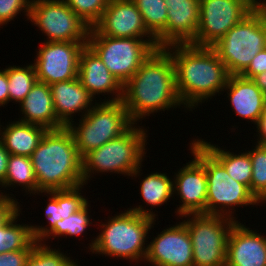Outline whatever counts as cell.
Wrapping results in <instances>:
<instances>
[{"label": "cell", "mask_w": 266, "mask_h": 266, "mask_svg": "<svg viewBox=\"0 0 266 266\" xmlns=\"http://www.w3.org/2000/svg\"><path fill=\"white\" fill-rule=\"evenodd\" d=\"M121 101L135 125L151 113L183 105L176 88L174 62L164 47L155 49L123 85Z\"/></svg>", "instance_id": "obj_1"}, {"label": "cell", "mask_w": 266, "mask_h": 266, "mask_svg": "<svg viewBox=\"0 0 266 266\" xmlns=\"http://www.w3.org/2000/svg\"><path fill=\"white\" fill-rule=\"evenodd\" d=\"M164 48L174 62L176 88L185 108L190 111L202 101L221 94L229 73L212 47L189 43L172 44Z\"/></svg>", "instance_id": "obj_2"}, {"label": "cell", "mask_w": 266, "mask_h": 266, "mask_svg": "<svg viewBox=\"0 0 266 266\" xmlns=\"http://www.w3.org/2000/svg\"><path fill=\"white\" fill-rule=\"evenodd\" d=\"M30 158L40 192L84 185L82 158L67 127L48 130Z\"/></svg>", "instance_id": "obj_3"}, {"label": "cell", "mask_w": 266, "mask_h": 266, "mask_svg": "<svg viewBox=\"0 0 266 266\" xmlns=\"http://www.w3.org/2000/svg\"><path fill=\"white\" fill-rule=\"evenodd\" d=\"M156 216L155 212L139 205L109 217L106 224L100 225L103 229L101 233L89 244L90 252L145 262L148 251V244L144 246L146 236L153 228Z\"/></svg>", "instance_id": "obj_4"}, {"label": "cell", "mask_w": 266, "mask_h": 266, "mask_svg": "<svg viewBox=\"0 0 266 266\" xmlns=\"http://www.w3.org/2000/svg\"><path fill=\"white\" fill-rule=\"evenodd\" d=\"M145 130L142 126L137 128L133 125L122 136L87 153L82 158L83 183L87 184L92 173L115 172L132 178L139 176L146 154L148 135Z\"/></svg>", "instance_id": "obj_5"}, {"label": "cell", "mask_w": 266, "mask_h": 266, "mask_svg": "<svg viewBox=\"0 0 266 266\" xmlns=\"http://www.w3.org/2000/svg\"><path fill=\"white\" fill-rule=\"evenodd\" d=\"M135 123L131 120L122 101L95 103L80 118L78 127L71 122L67 128L72 132L78 153L83 158L90 151L122 136Z\"/></svg>", "instance_id": "obj_6"}, {"label": "cell", "mask_w": 266, "mask_h": 266, "mask_svg": "<svg viewBox=\"0 0 266 266\" xmlns=\"http://www.w3.org/2000/svg\"><path fill=\"white\" fill-rule=\"evenodd\" d=\"M190 147L192 155L205 167L208 187L206 214L236 220L232 215L235 211L230 210H234L238 205H257L256 197L250 189L233 180L224 167L196 139L190 143Z\"/></svg>", "instance_id": "obj_7"}, {"label": "cell", "mask_w": 266, "mask_h": 266, "mask_svg": "<svg viewBox=\"0 0 266 266\" xmlns=\"http://www.w3.org/2000/svg\"><path fill=\"white\" fill-rule=\"evenodd\" d=\"M212 48L229 75H241L252 59L266 48V18L256 7L234 25Z\"/></svg>", "instance_id": "obj_8"}, {"label": "cell", "mask_w": 266, "mask_h": 266, "mask_svg": "<svg viewBox=\"0 0 266 266\" xmlns=\"http://www.w3.org/2000/svg\"><path fill=\"white\" fill-rule=\"evenodd\" d=\"M87 44L122 86L138 71L154 50L159 48L156 39L103 36L93 27L90 28Z\"/></svg>", "instance_id": "obj_9"}, {"label": "cell", "mask_w": 266, "mask_h": 266, "mask_svg": "<svg viewBox=\"0 0 266 266\" xmlns=\"http://www.w3.org/2000/svg\"><path fill=\"white\" fill-rule=\"evenodd\" d=\"M191 217L188 218V217ZM194 266H225L229 232L237 220L210 214H186Z\"/></svg>", "instance_id": "obj_10"}, {"label": "cell", "mask_w": 266, "mask_h": 266, "mask_svg": "<svg viewBox=\"0 0 266 266\" xmlns=\"http://www.w3.org/2000/svg\"><path fill=\"white\" fill-rule=\"evenodd\" d=\"M29 19L48 36L46 42L88 41L90 26L63 0H32Z\"/></svg>", "instance_id": "obj_11"}, {"label": "cell", "mask_w": 266, "mask_h": 266, "mask_svg": "<svg viewBox=\"0 0 266 266\" xmlns=\"http://www.w3.org/2000/svg\"><path fill=\"white\" fill-rule=\"evenodd\" d=\"M256 7L250 0H200L198 31L190 44L212 47Z\"/></svg>", "instance_id": "obj_12"}, {"label": "cell", "mask_w": 266, "mask_h": 266, "mask_svg": "<svg viewBox=\"0 0 266 266\" xmlns=\"http://www.w3.org/2000/svg\"><path fill=\"white\" fill-rule=\"evenodd\" d=\"M88 41L43 42L33 66L39 82L51 85L78 77L79 58Z\"/></svg>", "instance_id": "obj_13"}, {"label": "cell", "mask_w": 266, "mask_h": 266, "mask_svg": "<svg viewBox=\"0 0 266 266\" xmlns=\"http://www.w3.org/2000/svg\"><path fill=\"white\" fill-rule=\"evenodd\" d=\"M179 223L165 228L151 240L145 259L147 263L152 266H194L189 231L183 221Z\"/></svg>", "instance_id": "obj_14"}, {"label": "cell", "mask_w": 266, "mask_h": 266, "mask_svg": "<svg viewBox=\"0 0 266 266\" xmlns=\"http://www.w3.org/2000/svg\"><path fill=\"white\" fill-rule=\"evenodd\" d=\"M93 28L103 36L156 39L146 29L143 17L132 0H109L101 19Z\"/></svg>", "instance_id": "obj_15"}, {"label": "cell", "mask_w": 266, "mask_h": 266, "mask_svg": "<svg viewBox=\"0 0 266 266\" xmlns=\"http://www.w3.org/2000/svg\"><path fill=\"white\" fill-rule=\"evenodd\" d=\"M167 5L166 28L156 37L158 47L189 44L197 34L200 0H164Z\"/></svg>", "instance_id": "obj_16"}, {"label": "cell", "mask_w": 266, "mask_h": 266, "mask_svg": "<svg viewBox=\"0 0 266 266\" xmlns=\"http://www.w3.org/2000/svg\"><path fill=\"white\" fill-rule=\"evenodd\" d=\"M173 193L180 196L182 205L176 214H206L207 178L205 167L194 157L175 173Z\"/></svg>", "instance_id": "obj_17"}, {"label": "cell", "mask_w": 266, "mask_h": 266, "mask_svg": "<svg viewBox=\"0 0 266 266\" xmlns=\"http://www.w3.org/2000/svg\"><path fill=\"white\" fill-rule=\"evenodd\" d=\"M225 266H266V237L236 221L228 235Z\"/></svg>", "instance_id": "obj_18"}, {"label": "cell", "mask_w": 266, "mask_h": 266, "mask_svg": "<svg viewBox=\"0 0 266 266\" xmlns=\"http://www.w3.org/2000/svg\"><path fill=\"white\" fill-rule=\"evenodd\" d=\"M78 78L82 86L95 97V95H115L107 102H117L122 100L123 86L110 73L107 66L103 63L96 52L86 44L82 49L79 58Z\"/></svg>", "instance_id": "obj_19"}, {"label": "cell", "mask_w": 266, "mask_h": 266, "mask_svg": "<svg viewBox=\"0 0 266 266\" xmlns=\"http://www.w3.org/2000/svg\"><path fill=\"white\" fill-rule=\"evenodd\" d=\"M50 88L57 119L65 127L74 122L75 113L82 112L83 117L95 106L92 104L95 98L82 86L78 77L53 83Z\"/></svg>", "instance_id": "obj_20"}, {"label": "cell", "mask_w": 266, "mask_h": 266, "mask_svg": "<svg viewBox=\"0 0 266 266\" xmlns=\"http://www.w3.org/2000/svg\"><path fill=\"white\" fill-rule=\"evenodd\" d=\"M224 90L228 91L227 97L234 112L258 125L266 101V95L259 87L251 79L241 75H229Z\"/></svg>", "instance_id": "obj_21"}, {"label": "cell", "mask_w": 266, "mask_h": 266, "mask_svg": "<svg viewBox=\"0 0 266 266\" xmlns=\"http://www.w3.org/2000/svg\"><path fill=\"white\" fill-rule=\"evenodd\" d=\"M24 116L19 120L37 124L48 130H57L65 126L57 119L50 85L37 81L27 96L19 103Z\"/></svg>", "instance_id": "obj_22"}, {"label": "cell", "mask_w": 266, "mask_h": 266, "mask_svg": "<svg viewBox=\"0 0 266 266\" xmlns=\"http://www.w3.org/2000/svg\"><path fill=\"white\" fill-rule=\"evenodd\" d=\"M82 186L84 187V185H80L65 190L43 192L51 196L48 198L49 203L45 208V217L49 225L45 228L42 225L34 226L29 224L35 241H40L54 227L56 222L70 217V215L81 210L88 203L87 199L80 193Z\"/></svg>", "instance_id": "obj_23"}, {"label": "cell", "mask_w": 266, "mask_h": 266, "mask_svg": "<svg viewBox=\"0 0 266 266\" xmlns=\"http://www.w3.org/2000/svg\"><path fill=\"white\" fill-rule=\"evenodd\" d=\"M2 130L0 125V141L6 150L12 155L28 157L36 150L43 136L48 131L43 126L19 120L9 122Z\"/></svg>", "instance_id": "obj_24"}, {"label": "cell", "mask_w": 266, "mask_h": 266, "mask_svg": "<svg viewBox=\"0 0 266 266\" xmlns=\"http://www.w3.org/2000/svg\"><path fill=\"white\" fill-rule=\"evenodd\" d=\"M226 170L228 175L235 181L246 185L251 192L252 163L248 152L232 153L222 150L218 145L196 139Z\"/></svg>", "instance_id": "obj_25"}, {"label": "cell", "mask_w": 266, "mask_h": 266, "mask_svg": "<svg viewBox=\"0 0 266 266\" xmlns=\"http://www.w3.org/2000/svg\"><path fill=\"white\" fill-rule=\"evenodd\" d=\"M15 184H17V186H22L23 190H25L27 194L30 193V195L31 193H43L37 189V181L30 157L10 154L5 180L0 186L7 188L11 186L14 187L16 186Z\"/></svg>", "instance_id": "obj_26"}, {"label": "cell", "mask_w": 266, "mask_h": 266, "mask_svg": "<svg viewBox=\"0 0 266 266\" xmlns=\"http://www.w3.org/2000/svg\"><path fill=\"white\" fill-rule=\"evenodd\" d=\"M20 210L0 227V253L27 249L35 241L31 226L17 224Z\"/></svg>", "instance_id": "obj_27"}, {"label": "cell", "mask_w": 266, "mask_h": 266, "mask_svg": "<svg viewBox=\"0 0 266 266\" xmlns=\"http://www.w3.org/2000/svg\"><path fill=\"white\" fill-rule=\"evenodd\" d=\"M140 194L143 201L152 207L167 203L173 193V181L166 173H151L140 184Z\"/></svg>", "instance_id": "obj_28"}, {"label": "cell", "mask_w": 266, "mask_h": 266, "mask_svg": "<svg viewBox=\"0 0 266 266\" xmlns=\"http://www.w3.org/2000/svg\"><path fill=\"white\" fill-rule=\"evenodd\" d=\"M9 101L21 102L38 81L33 64L7 68Z\"/></svg>", "instance_id": "obj_29"}, {"label": "cell", "mask_w": 266, "mask_h": 266, "mask_svg": "<svg viewBox=\"0 0 266 266\" xmlns=\"http://www.w3.org/2000/svg\"><path fill=\"white\" fill-rule=\"evenodd\" d=\"M141 16L146 29L156 38L167 23V5L164 0H132Z\"/></svg>", "instance_id": "obj_30"}, {"label": "cell", "mask_w": 266, "mask_h": 266, "mask_svg": "<svg viewBox=\"0 0 266 266\" xmlns=\"http://www.w3.org/2000/svg\"><path fill=\"white\" fill-rule=\"evenodd\" d=\"M89 202L79 211L70 215V217L56 222L54 227L39 241L50 239L52 236L54 239L58 236H81L85 230H87L89 225H92V221L89 218ZM54 235V236H53Z\"/></svg>", "instance_id": "obj_31"}, {"label": "cell", "mask_w": 266, "mask_h": 266, "mask_svg": "<svg viewBox=\"0 0 266 266\" xmlns=\"http://www.w3.org/2000/svg\"><path fill=\"white\" fill-rule=\"evenodd\" d=\"M26 266H79L59 249H50L44 242L37 241L28 258Z\"/></svg>", "instance_id": "obj_32"}, {"label": "cell", "mask_w": 266, "mask_h": 266, "mask_svg": "<svg viewBox=\"0 0 266 266\" xmlns=\"http://www.w3.org/2000/svg\"><path fill=\"white\" fill-rule=\"evenodd\" d=\"M87 25L93 27L102 17L109 0H63Z\"/></svg>", "instance_id": "obj_33"}, {"label": "cell", "mask_w": 266, "mask_h": 266, "mask_svg": "<svg viewBox=\"0 0 266 266\" xmlns=\"http://www.w3.org/2000/svg\"><path fill=\"white\" fill-rule=\"evenodd\" d=\"M252 163L251 193L257 197L266 188V144L248 151Z\"/></svg>", "instance_id": "obj_34"}, {"label": "cell", "mask_w": 266, "mask_h": 266, "mask_svg": "<svg viewBox=\"0 0 266 266\" xmlns=\"http://www.w3.org/2000/svg\"><path fill=\"white\" fill-rule=\"evenodd\" d=\"M31 2L32 0H0V26L6 25L23 10L29 20Z\"/></svg>", "instance_id": "obj_35"}, {"label": "cell", "mask_w": 266, "mask_h": 266, "mask_svg": "<svg viewBox=\"0 0 266 266\" xmlns=\"http://www.w3.org/2000/svg\"><path fill=\"white\" fill-rule=\"evenodd\" d=\"M36 242L34 241L27 249L0 253V266H26Z\"/></svg>", "instance_id": "obj_36"}, {"label": "cell", "mask_w": 266, "mask_h": 266, "mask_svg": "<svg viewBox=\"0 0 266 266\" xmlns=\"http://www.w3.org/2000/svg\"><path fill=\"white\" fill-rule=\"evenodd\" d=\"M0 193V227H2L19 209L17 199L9 196L10 194Z\"/></svg>", "instance_id": "obj_37"}, {"label": "cell", "mask_w": 266, "mask_h": 266, "mask_svg": "<svg viewBox=\"0 0 266 266\" xmlns=\"http://www.w3.org/2000/svg\"><path fill=\"white\" fill-rule=\"evenodd\" d=\"M263 72H266V48L259 51L241 76L247 79H252L254 76Z\"/></svg>", "instance_id": "obj_38"}, {"label": "cell", "mask_w": 266, "mask_h": 266, "mask_svg": "<svg viewBox=\"0 0 266 266\" xmlns=\"http://www.w3.org/2000/svg\"><path fill=\"white\" fill-rule=\"evenodd\" d=\"M9 103L7 68L0 70V106Z\"/></svg>", "instance_id": "obj_39"}, {"label": "cell", "mask_w": 266, "mask_h": 266, "mask_svg": "<svg viewBox=\"0 0 266 266\" xmlns=\"http://www.w3.org/2000/svg\"><path fill=\"white\" fill-rule=\"evenodd\" d=\"M10 153L0 141V184L5 180Z\"/></svg>", "instance_id": "obj_40"}, {"label": "cell", "mask_w": 266, "mask_h": 266, "mask_svg": "<svg viewBox=\"0 0 266 266\" xmlns=\"http://www.w3.org/2000/svg\"><path fill=\"white\" fill-rule=\"evenodd\" d=\"M257 132L259 134L258 137V143L261 144H266V101L263 109V115L262 118L260 119L259 124L256 126Z\"/></svg>", "instance_id": "obj_41"}, {"label": "cell", "mask_w": 266, "mask_h": 266, "mask_svg": "<svg viewBox=\"0 0 266 266\" xmlns=\"http://www.w3.org/2000/svg\"><path fill=\"white\" fill-rule=\"evenodd\" d=\"M266 95V72L260 73L251 79Z\"/></svg>", "instance_id": "obj_42"}, {"label": "cell", "mask_w": 266, "mask_h": 266, "mask_svg": "<svg viewBox=\"0 0 266 266\" xmlns=\"http://www.w3.org/2000/svg\"><path fill=\"white\" fill-rule=\"evenodd\" d=\"M257 205L260 202H266V188L256 197Z\"/></svg>", "instance_id": "obj_43"}, {"label": "cell", "mask_w": 266, "mask_h": 266, "mask_svg": "<svg viewBox=\"0 0 266 266\" xmlns=\"http://www.w3.org/2000/svg\"><path fill=\"white\" fill-rule=\"evenodd\" d=\"M258 9L264 14L266 18V0H259V4L257 5Z\"/></svg>", "instance_id": "obj_44"}, {"label": "cell", "mask_w": 266, "mask_h": 266, "mask_svg": "<svg viewBox=\"0 0 266 266\" xmlns=\"http://www.w3.org/2000/svg\"><path fill=\"white\" fill-rule=\"evenodd\" d=\"M252 3H254L256 6L259 4L258 0H250Z\"/></svg>", "instance_id": "obj_45"}]
</instances>
